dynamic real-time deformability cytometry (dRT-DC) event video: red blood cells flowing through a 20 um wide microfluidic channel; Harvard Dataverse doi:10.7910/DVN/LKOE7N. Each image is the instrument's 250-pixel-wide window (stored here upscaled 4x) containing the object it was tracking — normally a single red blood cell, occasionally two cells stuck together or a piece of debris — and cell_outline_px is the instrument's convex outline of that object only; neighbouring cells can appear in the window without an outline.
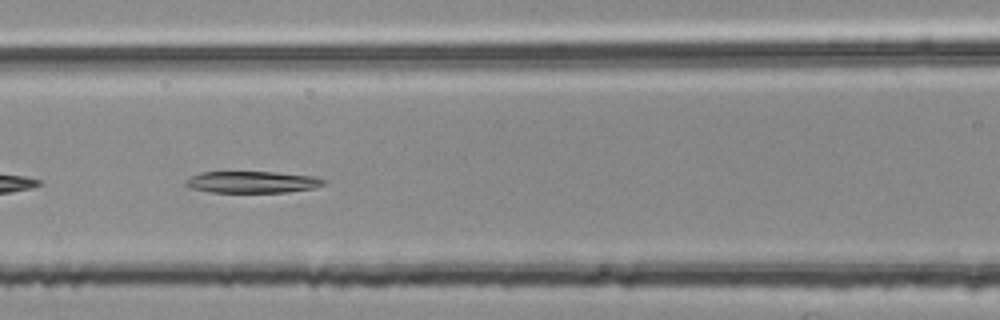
{"species": "common noctule bat (a hibernating species)", "species_latin": "Nyctalus noctula", "temperature_condition": "room temperature", "stored_images_in_passage": 35, "camera_frame_rate_fps": 3000, "um_per_image_px": 0.085, "animal": {"sex": "female", "body_mass_g": 25.1}, "frame": {"image": 1, "passage_image": 8, "time_ms": 2.333, "image_size_px": [1000, 320], "cell_outline_px": [[328, 180], [324, 184], [316, 188], [288, 192], [208, 192], [188, 188], [184, 184], [192, 176], [200, 172], [272, 172], [312, 176]], "centroid_in_image_um": [21.45, 15.48], "position_along_channel_um": 145.2, "area_um2": 17.46}}
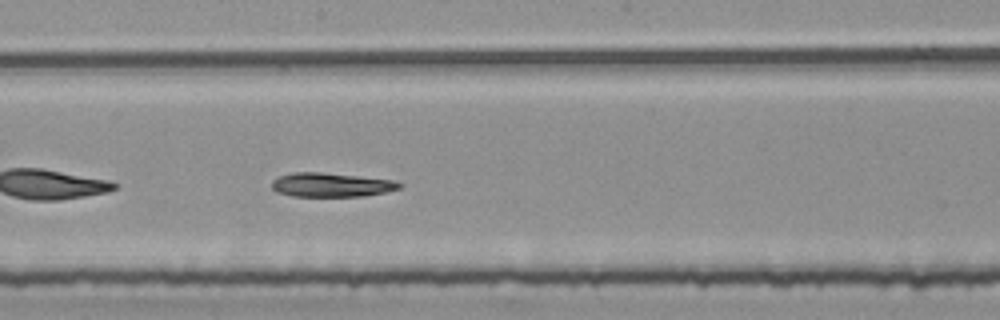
{"frame": {"image": 2, "passage_image": 14, "time_ms": 4.333, "image_size_px": [1000, 320], "cell_outline_px": [[404, 184], [400, 188], [388, 192], [364, 196], [292, 196], [276, 192], [272, 188], [272, 180], [280, 176], [292, 172], [320, 172], [392, 180]], "centroid_in_image_um": [28.15, 15.72], "position_along_channel_um": 220.1, "area_um2": 17.86}}
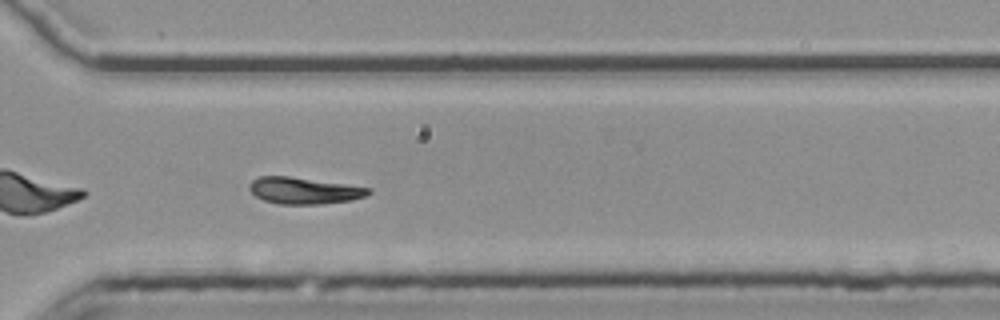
{"frame": {"image": 3, "passage_image": 24, "time_ms": 7.667, "image_size_px": [1000, 320], "cell_outline_px": [[372, 192], [364, 196], [352, 200], [324, 204], [280, 204], [264, 200], [256, 196], [248, 188], [248, 184], [252, 180], [260, 176], [288, 176], [372, 188]], "centroid_in_image_um": [25.83, 16.2], "position_along_channel_um": 344.8, "area_um2": 18.38}, "authors_computed_cell_mechanics": {"area_um2": 18.3226, "velocity_mm_per_s": 3.7468, "shape_relaxation_time_tau1_ms": null, "shape_relaxation_time_tau2_ms": 5.903, "deformation_change_tau1": null, "deformation_change_tau2": 0.119}}